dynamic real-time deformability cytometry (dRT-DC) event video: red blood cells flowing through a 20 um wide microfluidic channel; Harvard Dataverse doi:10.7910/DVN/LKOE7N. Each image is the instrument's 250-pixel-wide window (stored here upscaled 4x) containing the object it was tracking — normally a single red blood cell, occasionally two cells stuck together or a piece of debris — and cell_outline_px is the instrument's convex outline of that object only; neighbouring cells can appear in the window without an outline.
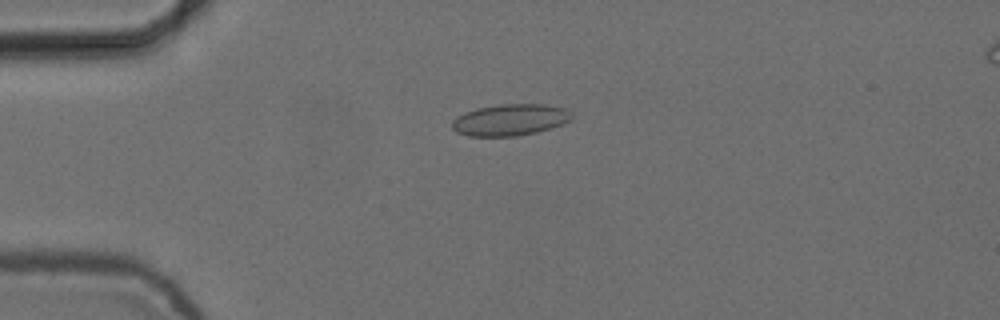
{"species": "common noctule bat (a hibernating species)", "species_latin": "Nyctalus noctula", "temperature_condition": "cold", "stored_images_in_passage": 7, "camera_frame_rate_fps": 3000, "um_per_image_px": 0.085, "animal": {"sex": "female", "body_mass_g": 24.6, "forearm_length_mm": 56.2}, "frame": {"image": 1, "passage_image": 1, "time_ms": 0.0, "image_size_px": [1000, 320], "cell_outline_px": [[572, 120], [536, 132], [516, 136], [468, 136], [456, 132], [452, 128], [452, 120], [456, 116], [464, 112], [476, 108], [496, 104], [544, 104], [564, 108], [572, 112]], "centroid_in_image_um": [43.32, 10.18], "position_along_channel_um": 41.7, "area_um2": 22.08}}
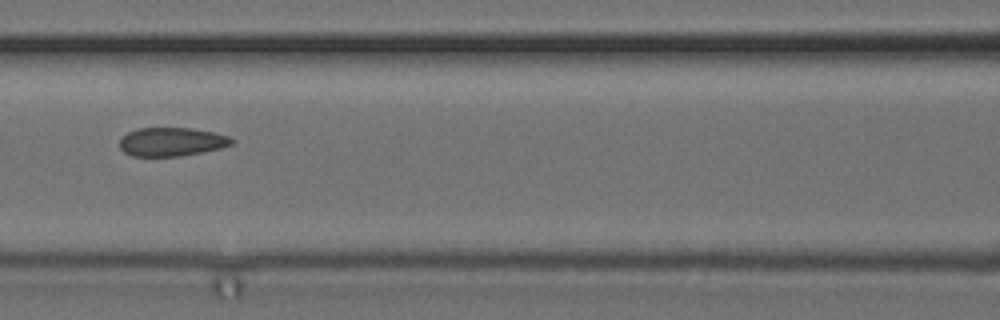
{"frame": {"image": 2, "passage_image": 4, "time_ms": 1.0, "image_size_px": [1000, 320], "cell_outline_px": [[236, 144], [220, 148], [180, 156], [132, 156], [124, 152], [120, 148], [120, 140], [128, 132], [140, 128], [192, 128], [212, 132], [228, 136], [236, 140]], "centroid_in_image_um": [14.62, 12.05], "position_along_channel_um": 152.0, "area_um2": 18.67}}
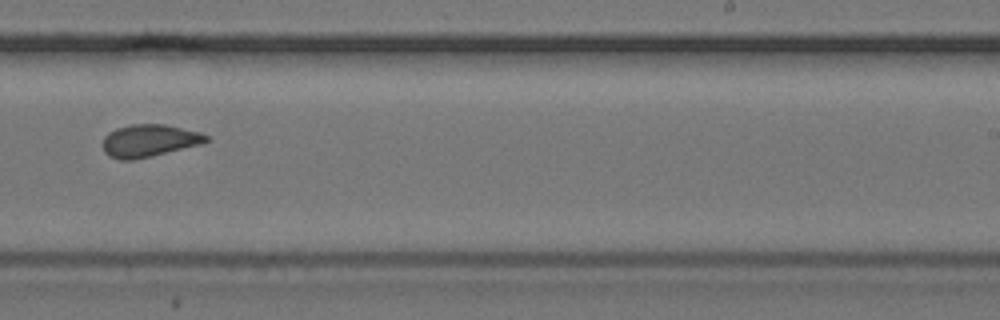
{"frame": {"image": 3, "passage_image": 7, "time_ms": 2.0, "image_size_px": [1000, 320], "cell_outline_px": [[208, 140], [200, 144], [132, 160], [120, 160], [108, 156], [104, 152], [104, 136], [108, 132], [116, 128], [132, 124], [164, 124], [200, 132], [208, 136]], "centroid_in_image_um": [12.64, 11.94], "position_along_channel_um": 276.4, "area_um2": 19.25}}